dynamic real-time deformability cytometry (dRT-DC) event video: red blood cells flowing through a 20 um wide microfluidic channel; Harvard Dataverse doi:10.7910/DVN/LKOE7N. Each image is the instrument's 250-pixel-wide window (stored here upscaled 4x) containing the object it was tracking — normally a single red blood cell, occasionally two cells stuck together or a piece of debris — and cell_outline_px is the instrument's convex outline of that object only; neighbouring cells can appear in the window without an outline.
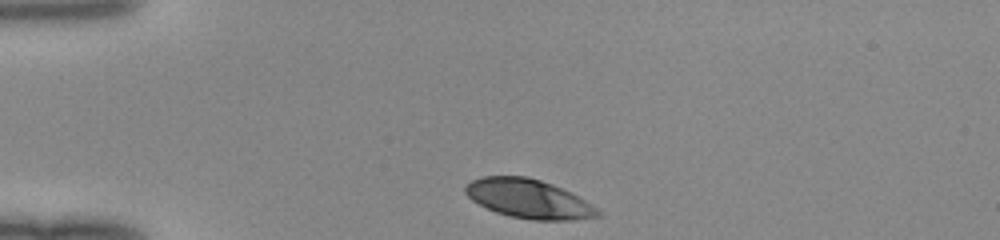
{"species": "human", "species_latin": "Homo sapiens", "temperature_condition": "room temperature", "stored_images_in_passage": 30, "camera_frame_rate_fps": 3000, "um_per_image_px": 0.085, "donor": {"sex": "female"}, "frame": {"image": 1, "passage_image": 1, "time_ms": 0.0, "image_size_px": [1000, 240], "cell_outline_px": [[600, 216], [572, 220], [532, 220], [508, 216], [496, 212], [472, 200], [464, 192], [464, 188], [472, 180], [484, 176], [528, 176], [552, 184], [584, 200], [596, 208], [600, 212]], "centroid_in_image_um": [44.9, 16.9], "position_along_channel_um": 40.1, "area_um2": 29.71}}
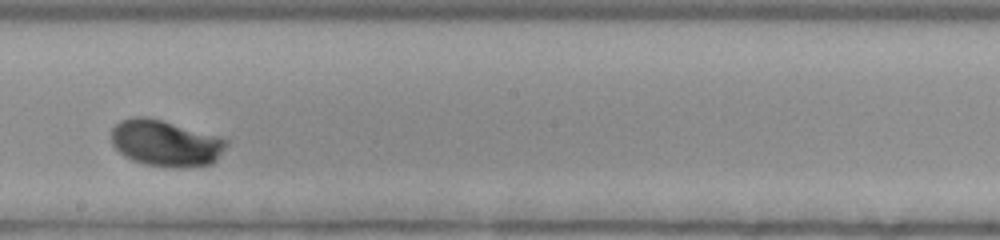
{"frame": {"image": 2, "passage_image": 18, "time_ms": 5.667, "image_size_px": [1000, 240], "cell_outline_px": [[228, 144], [216, 160], [212, 164], [188, 168], [172, 168], [144, 164], [132, 160], [124, 156], [112, 144], [112, 128], [120, 120], [132, 116], [144, 116], [164, 120], [220, 136], [228, 140]], "centroid_in_image_um": [14.1, 12.17], "position_along_channel_um": 234.1, "area_um2": 31.56}}
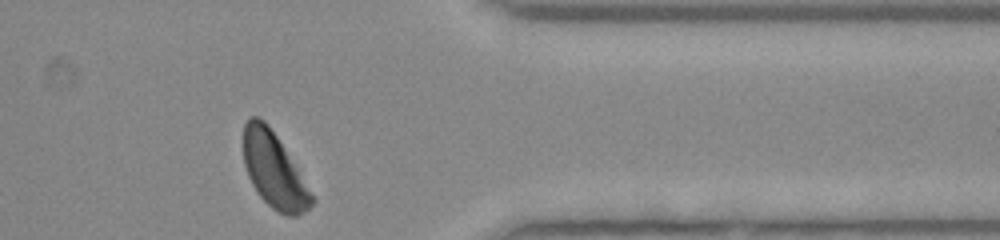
{"frame": {"image": 3, "passage_image": 30, "time_ms": 9.667, "image_size_px": [1000, 240], "cell_outline_px": [[316, 200], [304, 212], [296, 216], [288, 216], [276, 212], [256, 192], [248, 176], [244, 164], [244, 124], [252, 116], [256, 116], [264, 120], [268, 124], [284, 148]], "centroid_in_image_um": [23.28, 14.5], "position_along_channel_um": 388.1, "area_um2": 29.42}}